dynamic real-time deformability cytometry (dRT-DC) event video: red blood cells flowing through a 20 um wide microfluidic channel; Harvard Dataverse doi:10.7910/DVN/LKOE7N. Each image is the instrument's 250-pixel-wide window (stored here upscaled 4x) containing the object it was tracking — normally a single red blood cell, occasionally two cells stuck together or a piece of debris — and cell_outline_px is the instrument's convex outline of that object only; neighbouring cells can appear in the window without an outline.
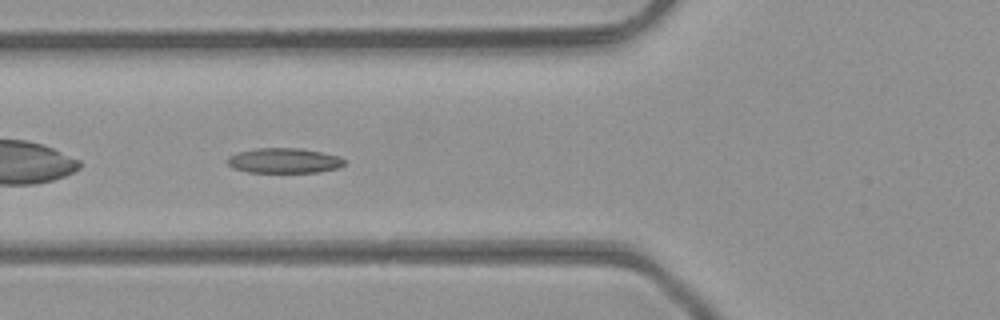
{"species": "common noctule bat (a hibernating species)", "species_latin": "Nyctalus noctula", "temperature_condition": "room temperature", "stored_images_in_passage": 33, "camera_frame_rate_fps": 3000, "um_per_image_px": 0.085, "animal": {"sex": "male", "body_mass_g": 23.1, "forearm_length_mm": 52.7}, "frame": {"image": 1, "passage_image": 4, "time_ms": 1.0, "image_size_px": [1000, 320], "cell_outline_px": [[344, 164], [340, 168], [320, 172], [248, 172], [232, 168], [228, 164], [228, 156], [236, 152], [256, 148], [300, 148], [340, 156], [344, 160]], "centroid_in_image_um": [24.14, 13.65], "position_along_channel_um": 101.7, "area_um2": 17.17}}
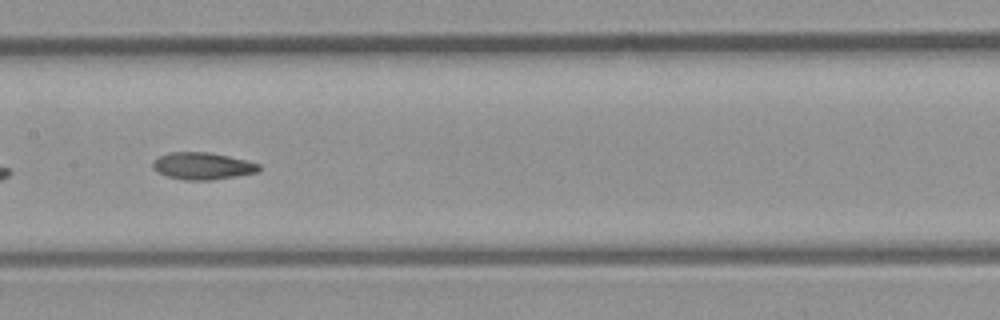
{"frame": {"image": 2, "passage_image": 10, "time_ms": 3.0, "image_size_px": [1000, 320], "cell_outline_px": [[260, 172], [212, 180], [184, 180], [168, 176], [156, 172], [152, 168], [152, 164], [156, 156], [172, 152], [208, 152], [228, 156], [260, 164]], "centroid_in_image_um": [17.19, 14.11], "position_along_channel_um": 190.2, "area_um2": 16.82}}
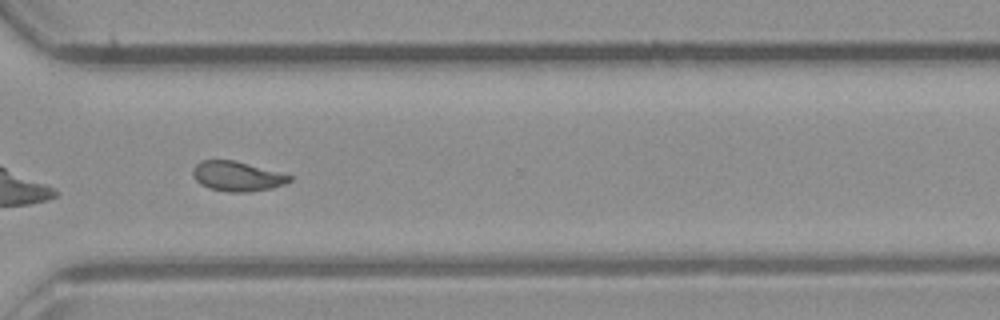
{"frame": {"image": 3, "passage_image": 21, "time_ms": 6.667, "image_size_px": [1000, 320], "cell_outline_px": [[292, 180], [284, 184], [272, 188], [248, 192], [228, 192], [208, 188], [200, 184], [196, 180], [192, 172], [192, 168], [200, 160], [232, 160], [292, 176]], "centroid_in_image_um": [20.11, 14.99], "position_along_channel_um": 350.5, "area_um2": 16.59}, "authors_computed_cell_mechanics": {"area_um2": 16.5886, "velocity_mm_per_s": 4.3828, "shape_relaxation_time_tau1_ms": 10.0674, "shape_relaxation_time_tau2_ms": 3.9378, "deformation_change_tau1": 0.216, "deformation_change_tau2": 0.0915}}